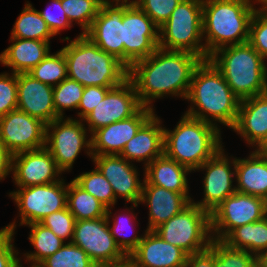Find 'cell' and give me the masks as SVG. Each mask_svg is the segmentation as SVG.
Instances as JSON below:
<instances>
[{
  "label": "cell",
  "instance_id": "ab89813d",
  "mask_svg": "<svg viewBox=\"0 0 267 267\" xmlns=\"http://www.w3.org/2000/svg\"><path fill=\"white\" fill-rule=\"evenodd\" d=\"M76 219L70 213L68 208L53 212L43 218L40 223L49 228L56 236L64 240L71 236L73 239Z\"/></svg>",
  "mask_w": 267,
  "mask_h": 267
},
{
  "label": "cell",
  "instance_id": "7c38bea8",
  "mask_svg": "<svg viewBox=\"0 0 267 267\" xmlns=\"http://www.w3.org/2000/svg\"><path fill=\"white\" fill-rule=\"evenodd\" d=\"M10 195L19 207L22 225L38 223L53 212L67 207V185L64 186V181L61 180L23 187Z\"/></svg>",
  "mask_w": 267,
  "mask_h": 267
},
{
  "label": "cell",
  "instance_id": "836d02e7",
  "mask_svg": "<svg viewBox=\"0 0 267 267\" xmlns=\"http://www.w3.org/2000/svg\"><path fill=\"white\" fill-rule=\"evenodd\" d=\"M34 79L42 83L56 86L67 76V62L62 50L54 55L50 53L28 72Z\"/></svg>",
  "mask_w": 267,
  "mask_h": 267
},
{
  "label": "cell",
  "instance_id": "b9f144b4",
  "mask_svg": "<svg viewBox=\"0 0 267 267\" xmlns=\"http://www.w3.org/2000/svg\"><path fill=\"white\" fill-rule=\"evenodd\" d=\"M17 109V74L0 75V117Z\"/></svg>",
  "mask_w": 267,
  "mask_h": 267
},
{
  "label": "cell",
  "instance_id": "60d3db41",
  "mask_svg": "<svg viewBox=\"0 0 267 267\" xmlns=\"http://www.w3.org/2000/svg\"><path fill=\"white\" fill-rule=\"evenodd\" d=\"M182 0H135L134 2L142 9L152 21L160 27L172 14L173 10Z\"/></svg>",
  "mask_w": 267,
  "mask_h": 267
},
{
  "label": "cell",
  "instance_id": "52a82bcc",
  "mask_svg": "<svg viewBox=\"0 0 267 267\" xmlns=\"http://www.w3.org/2000/svg\"><path fill=\"white\" fill-rule=\"evenodd\" d=\"M203 0H182L170 18L159 27V47L166 50L186 51L209 59L205 45L199 42L203 35ZM162 34V35H161Z\"/></svg>",
  "mask_w": 267,
  "mask_h": 267
},
{
  "label": "cell",
  "instance_id": "83f0119b",
  "mask_svg": "<svg viewBox=\"0 0 267 267\" xmlns=\"http://www.w3.org/2000/svg\"><path fill=\"white\" fill-rule=\"evenodd\" d=\"M145 179L151 184L167 190L188 195L186 174L190 170L165 154L145 167Z\"/></svg>",
  "mask_w": 267,
  "mask_h": 267
},
{
  "label": "cell",
  "instance_id": "f5cc1de1",
  "mask_svg": "<svg viewBox=\"0 0 267 267\" xmlns=\"http://www.w3.org/2000/svg\"><path fill=\"white\" fill-rule=\"evenodd\" d=\"M115 1H118V2H119L120 0H115ZM122 1H123V2H127L128 0H122Z\"/></svg>",
  "mask_w": 267,
  "mask_h": 267
},
{
  "label": "cell",
  "instance_id": "4fadbf2b",
  "mask_svg": "<svg viewBox=\"0 0 267 267\" xmlns=\"http://www.w3.org/2000/svg\"><path fill=\"white\" fill-rule=\"evenodd\" d=\"M46 124L18 109L0 117V142L12 154L46 146Z\"/></svg>",
  "mask_w": 267,
  "mask_h": 267
},
{
  "label": "cell",
  "instance_id": "f6af8a7d",
  "mask_svg": "<svg viewBox=\"0 0 267 267\" xmlns=\"http://www.w3.org/2000/svg\"><path fill=\"white\" fill-rule=\"evenodd\" d=\"M52 4L55 6V8L58 9L60 15H55L54 13H50L49 9L44 11H38L41 15V17L45 20L47 23L49 29L53 33V35L59 34L60 30L66 27H71V22L68 19L66 13L64 12L61 0H52Z\"/></svg>",
  "mask_w": 267,
  "mask_h": 267
},
{
  "label": "cell",
  "instance_id": "9c48e42d",
  "mask_svg": "<svg viewBox=\"0 0 267 267\" xmlns=\"http://www.w3.org/2000/svg\"><path fill=\"white\" fill-rule=\"evenodd\" d=\"M110 214L108 207L105 217L75 222L71 242L82 248L97 266L119 264L128 259L108 227Z\"/></svg>",
  "mask_w": 267,
  "mask_h": 267
},
{
  "label": "cell",
  "instance_id": "f1b7e54d",
  "mask_svg": "<svg viewBox=\"0 0 267 267\" xmlns=\"http://www.w3.org/2000/svg\"><path fill=\"white\" fill-rule=\"evenodd\" d=\"M222 241L232 248L250 250L249 252L260 257L265 250L267 252V216L236 227Z\"/></svg>",
  "mask_w": 267,
  "mask_h": 267
},
{
  "label": "cell",
  "instance_id": "8992f818",
  "mask_svg": "<svg viewBox=\"0 0 267 267\" xmlns=\"http://www.w3.org/2000/svg\"><path fill=\"white\" fill-rule=\"evenodd\" d=\"M209 60L240 100L267 92L265 59L248 42L222 47Z\"/></svg>",
  "mask_w": 267,
  "mask_h": 267
},
{
  "label": "cell",
  "instance_id": "8d00e7d4",
  "mask_svg": "<svg viewBox=\"0 0 267 267\" xmlns=\"http://www.w3.org/2000/svg\"><path fill=\"white\" fill-rule=\"evenodd\" d=\"M105 0H61V5L70 22L78 21L85 34L98 15Z\"/></svg>",
  "mask_w": 267,
  "mask_h": 267
},
{
  "label": "cell",
  "instance_id": "484cf974",
  "mask_svg": "<svg viewBox=\"0 0 267 267\" xmlns=\"http://www.w3.org/2000/svg\"><path fill=\"white\" fill-rule=\"evenodd\" d=\"M236 191L267 201V151L255 150L247 159H234Z\"/></svg>",
  "mask_w": 267,
  "mask_h": 267
},
{
  "label": "cell",
  "instance_id": "e575fe53",
  "mask_svg": "<svg viewBox=\"0 0 267 267\" xmlns=\"http://www.w3.org/2000/svg\"><path fill=\"white\" fill-rule=\"evenodd\" d=\"M37 267H97V265L82 248L68 242Z\"/></svg>",
  "mask_w": 267,
  "mask_h": 267
},
{
  "label": "cell",
  "instance_id": "ba28073f",
  "mask_svg": "<svg viewBox=\"0 0 267 267\" xmlns=\"http://www.w3.org/2000/svg\"><path fill=\"white\" fill-rule=\"evenodd\" d=\"M153 231L188 255L206 250L213 240L208 236L212 232L210 213L193 202Z\"/></svg>",
  "mask_w": 267,
  "mask_h": 267
},
{
  "label": "cell",
  "instance_id": "ee69618b",
  "mask_svg": "<svg viewBox=\"0 0 267 267\" xmlns=\"http://www.w3.org/2000/svg\"><path fill=\"white\" fill-rule=\"evenodd\" d=\"M127 219V218H126ZM123 218H120V220L117 218L114 219V225L112 228H110L111 234L114 237V240L117 244V246L121 249V251L128 257L138 246V244L142 241V236H134L132 238H127L129 235L124 234L123 239H119V237L117 238L116 235H120L123 231H125L126 227L128 228V220H123ZM128 221V223L126 222ZM130 224V223H129ZM130 226V225H129ZM125 227V228H124ZM124 233V232H123ZM123 233L121 234V236L123 235ZM118 239L120 241H118Z\"/></svg>",
  "mask_w": 267,
  "mask_h": 267
},
{
  "label": "cell",
  "instance_id": "8fae6325",
  "mask_svg": "<svg viewBox=\"0 0 267 267\" xmlns=\"http://www.w3.org/2000/svg\"><path fill=\"white\" fill-rule=\"evenodd\" d=\"M265 216V199L236 191L210 213L211 231L217 233L216 238H212L223 240L236 227L259 221Z\"/></svg>",
  "mask_w": 267,
  "mask_h": 267
},
{
  "label": "cell",
  "instance_id": "d4e9b609",
  "mask_svg": "<svg viewBox=\"0 0 267 267\" xmlns=\"http://www.w3.org/2000/svg\"><path fill=\"white\" fill-rule=\"evenodd\" d=\"M153 114L130 139L120 156L136 161L147 160L145 167L157 157L164 154V128Z\"/></svg>",
  "mask_w": 267,
  "mask_h": 267
},
{
  "label": "cell",
  "instance_id": "cb8c5ba5",
  "mask_svg": "<svg viewBox=\"0 0 267 267\" xmlns=\"http://www.w3.org/2000/svg\"><path fill=\"white\" fill-rule=\"evenodd\" d=\"M143 184L140 202L148 203L150 210L147 230H154L192 202L190 196L151 185L146 179Z\"/></svg>",
  "mask_w": 267,
  "mask_h": 267
},
{
  "label": "cell",
  "instance_id": "9a60e30c",
  "mask_svg": "<svg viewBox=\"0 0 267 267\" xmlns=\"http://www.w3.org/2000/svg\"><path fill=\"white\" fill-rule=\"evenodd\" d=\"M142 107L135 86L128 78L122 84L111 88L84 120L93 134L111 123L134 116Z\"/></svg>",
  "mask_w": 267,
  "mask_h": 267
},
{
  "label": "cell",
  "instance_id": "603a6c76",
  "mask_svg": "<svg viewBox=\"0 0 267 267\" xmlns=\"http://www.w3.org/2000/svg\"><path fill=\"white\" fill-rule=\"evenodd\" d=\"M249 144L267 147V92L241 100L238 117L232 128Z\"/></svg>",
  "mask_w": 267,
  "mask_h": 267
},
{
  "label": "cell",
  "instance_id": "6da1fadb",
  "mask_svg": "<svg viewBox=\"0 0 267 267\" xmlns=\"http://www.w3.org/2000/svg\"><path fill=\"white\" fill-rule=\"evenodd\" d=\"M202 59L190 52L166 50L160 47L147 58L129 68L128 78L135 86L143 107H150L151 98L164 94L186 98L192 75Z\"/></svg>",
  "mask_w": 267,
  "mask_h": 267
},
{
  "label": "cell",
  "instance_id": "d6a6232c",
  "mask_svg": "<svg viewBox=\"0 0 267 267\" xmlns=\"http://www.w3.org/2000/svg\"><path fill=\"white\" fill-rule=\"evenodd\" d=\"M214 267H259V257L246 250L235 249L222 240L213 239Z\"/></svg>",
  "mask_w": 267,
  "mask_h": 267
},
{
  "label": "cell",
  "instance_id": "d6986e66",
  "mask_svg": "<svg viewBox=\"0 0 267 267\" xmlns=\"http://www.w3.org/2000/svg\"><path fill=\"white\" fill-rule=\"evenodd\" d=\"M92 158L98 170L111 184L115 198L119 195L137 206L143 183L137 177L136 168L120 155H92Z\"/></svg>",
  "mask_w": 267,
  "mask_h": 267
},
{
  "label": "cell",
  "instance_id": "7a4b0ae2",
  "mask_svg": "<svg viewBox=\"0 0 267 267\" xmlns=\"http://www.w3.org/2000/svg\"><path fill=\"white\" fill-rule=\"evenodd\" d=\"M186 99L198 107H190L186 115L212 123L208 113L215 119L230 128L236 124L240 99L233 93L222 73L209 60H202L192 75L190 89Z\"/></svg>",
  "mask_w": 267,
  "mask_h": 267
},
{
  "label": "cell",
  "instance_id": "816d5d0a",
  "mask_svg": "<svg viewBox=\"0 0 267 267\" xmlns=\"http://www.w3.org/2000/svg\"><path fill=\"white\" fill-rule=\"evenodd\" d=\"M15 226L16 225L13 222V224H10V225L6 226L5 228L1 229L0 234L5 233V232H10V231L14 232Z\"/></svg>",
  "mask_w": 267,
  "mask_h": 267
},
{
  "label": "cell",
  "instance_id": "bcb514c9",
  "mask_svg": "<svg viewBox=\"0 0 267 267\" xmlns=\"http://www.w3.org/2000/svg\"><path fill=\"white\" fill-rule=\"evenodd\" d=\"M14 232H5L0 234V267H22L19 259L16 258L12 242Z\"/></svg>",
  "mask_w": 267,
  "mask_h": 267
},
{
  "label": "cell",
  "instance_id": "5bb4252c",
  "mask_svg": "<svg viewBox=\"0 0 267 267\" xmlns=\"http://www.w3.org/2000/svg\"><path fill=\"white\" fill-rule=\"evenodd\" d=\"M62 119L63 117H59L46 125L45 148L51 153L58 168L65 171L72 167L83 147L91 149L92 141L91 139L86 141V130L80 121L70 118L64 121ZM51 128L53 131L50 134ZM47 144H50V147Z\"/></svg>",
  "mask_w": 267,
  "mask_h": 267
},
{
  "label": "cell",
  "instance_id": "681fc988",
  "mask_svg": "<svg viewBox=\"0 0 267 267\" xmlns=\"http://www.w3.org/2000/svg\"><path fill=\"white\" fill-rule=\"evenodd\" d=\"M97 267H134L133 264L127 259L125 262L114 264V265H103Z\"/></svg>",
  "mask_w": 267,
  "mask_h": 267
},
{
  "label": "cell",
  "instance_id": "277c9868",
  "mask_svg": "<svg viewBox=\"0 0 267 267\" xmlns=\"http://www.w3.org/2000/svg\"><path fill=\"white\" fill-rule=\"evenodd\" d=\"M255 9L250 0H203L202 26L207 34L205 51L248 42L249 26Z\"/></svg>",
  "mask_w": 267,
  "mask_h": 267
},
{
  "label": "cell",
  "instance_id": "30bf717a",
  "mask_svg": "<svg viewBox=\"0 0 267 267\" xmlns=\"http://www.w3.org/2000/svg\"><path fill=\"white\" fill-rule=\"evenodd\" d=\"M159 27L132 2L123 13L124 64L130 68L159 47Z\"/></svg>",
  "mask_w": 267,
  "mask_h": 267
},
{
  "label": "cell",
  "instance_id": "44dd1931",
  "mask_svg": "<svg viewBox=\"0 0 267 267\" xmlns=\"http://www.w3.org/2000/svg\"><path fill=\"white\" fill-rule=\"evenodd\" d=\"M142 241L128 256L134 267H185L188 254L165 242L153 230H146Z\"/></svg>",
  "mask_w": 267,
  "mask_h": 267
},
{
  "label": "cell",
  "instance_id": "1f68e13d",
  "mask_svg": "<svg viewBox=\"0 0 267 267\" xmlns=\"http://www.w3.org/2000/svg\"><path fill=\"white\" fill-rule=\"evenodd\" d=\"M31 227L29 240L37 249L34 253H28L26 258L34 262L31 267H37L43 260L54 254L64 245V240L56 236L49 228L40 222L28 224Z\"/></svg>",
  "mask_w": 267,
  "mask_h": 267
},
{
  "label": "cell",
  "instance_id": "7bdbcfd3",
  "mask_svg": "<svg viewBox=\"0 0 267 267\" xmlns=\"http://www.w3.org/2000/svg\"><path fill=\"white\" fill-rule=\"evenodd\" d=\"M113 87L90 86L84 87L78 108L82 109L78 115L85 118L104 99L107 92Z\"/></svg>",
  "mask_w": 267,
  "mask_h": 267
},
{
  "label": "cell",
  "instance_id": "4316f807",
  "mask_svg": "<svg viewBox=\"0 0 267 267\" xmlns=\"http://www.w3.org/2000/svg\"><path fill=\"white\" fill-rule=\"evenodd\" d=\"M11 46L0 54L3 65L12 68L13 73H28L49 54V42L11 38Z\"/></svg>",
  "mask_w": 267,
  "mask_h": 267
},
{
  "label": "cell",
  "instance_id": "7dc6e473",
  "mask_svg": "<svg viewBox=\"0 0 267 267\" xmlns=\"http://www.w3.org/2000/svg\"><path fill=\"white\" fill-rule=\"evenodd\" d=\"M185 267H214V251L206 250L188 255Z\"/></svg>",
  "mask_w": 267,
  "mask_h": 267
},
{
  "label": "cell",
  "instance_id": "2e32d148",
  "mask_svg": "<svg viewBox=\"0 0 267 267\" xmlns=\"http://www.w3.org/2000/svg\"><path fill=\"white\" fill-rule=\"evenodd\" d=\"M118 3L116 1L113 7L110 1L105 0L91 27L84 35L100 49L124 63L123 13L132 2Z\"/></svg>",
  "mask_w": 267,
  "mask_h": 267
},
{
  "label": "cell",
  "instance_id": "c3c4849f",
  "mask_svg": "<svg viewBox=\"0 0 267 267\" xmlns=\"http://www.w3.org/2000/svg\"><path fill=\"white\" fill-rule=\"evenodd\" d=\"M12 154L0 142V180L12 171Z\"/></svg>",
  "mask_w": 267,
  "mask_h": 267
},
{
  "label": "cell",
  "instance_id": "f546056e",
  "mask_svg": "<svg viewBox=\"0 0 267 267\" xmlns=\"http://www.w3.org/2000/svg\"><path fill=\"white\" fill-rule=\"evenodd\" d=\"M67 208L76 221L98 219L107 215V207L74 180L67 185Z\"/></svg>",
  "mask_w": 267,
  "mask_h": 267
},
{
  "label": "cell",
  "instance_id": "f907efd6",
  "mask_svg": "<svg viewBox=\"0 0 267 267\" xmlns=\"http://www.w3.org/2000/svg\"><path fill=\"white\" fill-rule=\"evenodd\" d=\"M259 267H267V252L259 257Z\"/></svg>",
  "mask_w": 267,
  "mask_h": 267
},
{
  "label": "cell",
  "instance_id": "f35d334b",
  "mask_svg": "<svg viewBox=\"0 0 267 267\" xmlns=\"http://www.w3.org/2000/svg\"><path fill=\"white\" fill-rule=\"evenodd\" d=\"M263 4L260 10L255 8L249 26L248 43L265 59L267 57V2L258 0Z\"/></svg>",
  "mask_w": 267,
  "mask_h": 267
},
{
  "label": "cell",
  "instance_id": "74e56055",
  "mask_svg": "<svg viewBox=\"0 0 267 267\" xmlns=\"http://www.w3.org/2000/svg\"><path fill=\"white\" fill-rule=\"evenodd\" d=\"M84 86L75 80L66 78L53 87V100L56 113L63 117L64 109H78Z\"/></svg>",
  "mask_w": 267,
  "mask_h": 267
},
{
  "label": "cell",
  "instance_id": "ffe728a7",
  "mask_svg": "<svg viewBox=\"0 0 267 267\" xmlns=\"http://www.w3.org/2000/svg\"><path fill=\"white\" fill-rule=\"evenodd\" d=\"M17 109L46 125L60 117L55 111L53 86L34 79L28 73L17 74Z\"/></svg>",
  "mask_w": 267,
  "mask_h": 267
},
{
  "label": "cell",
  "instance_id": "ac0fdd59",
  "mask_svg": "<svg viewBox=\"0 0 267 267\" xmlns=\"http://www.w3.org/2000/svg\"><path fill=\"white\" fill-rule=\"evenodd\" d=\"M153 114V108L142 107L134 116L96 130L91 136L88 155H120L126 143Z\"/></svg>",
  "mask_w": 267,
  "mask_h": 267
},
{
  "label": "cell",
  "instance_id": "7402d4cb",
  "mask_svg": "<svg viewBox=\"0 0 267 267\" xmlns=\"http://www.w3.org/2000/svg\"><path fill=\"white\" fill-rule=\"evenodd\" d=\"M222 151L221 149L197 169H206L203 185L205 196L202 202L193 203L209 213L236 192V187L232 188V178L236 172L231 171L229 160Z\"/></svg>",
  "mask_w": 267,
  "mask_h": 267
},
{
  "label": "cell",
  "instance_id": "5b68a950",
  "mask_svg": "<svg viewBox=\"0 0 267 267\" xmlns=\"http://www.w3.org/2000/svg\"><path fill=\"white\" fill-rule=\"evenodd\" d=\"M219 131L213 123L184 114L174 131L164 129V154L195 171L222 149Z\"/></svg>",
  "mask_w": 267,
  "mask_h": 267
},
{
  "label": "cell",
  "instance_id": "4dcf8cb0",
  "mask_svg": "<svg viewBox=\"0 0 267 267\" xmlns=\"http://www.w3.org/2000/svg\"><path fill=\"white\" fill-rule=\"evenodd\" d=\"M11 38L32 39L49 42L53 33L40 13L30 3L26 4L15 22Z\"/></svg>",
  "mask_w": 267,
  "mask_h": 267
},
{
  "label": "cell",
  "instance_id": "3957f363",
  "mask_svg": "<svg viewBox=\"0 0 267 267\" xmlns=\"http://www.w3.org/2000/svg\"><path fill=\"white\" fill-rule=\"evenodd\" d=\"M68 78L84 87H115L128 79L129 68L81 34L61 49Z\"/></svg>",
  "mask_w": 267,
  "mask_h": 267
},
{
  "label": "cell",
  "instance_id": "d590c367",
  "mask_svg": "<svg viewBox=\"0 0 267 267\" xmlns=\"http://www.w3.org/2000/svg\"><path fill=\"white\" fill-rule=\"evenodd\" d=\"M81 188L90 193L107 208L116 203L111 184L96 167L91 172H85L73 179Z\"/></svg>",
  "mask_w": 267,
  "mask_h": 267
},
{
  "label": "cell",
  "instance_id": "e0dca14e",
  "mask_svg": "<svg viewBox=\"0 0 267 267\" xmlns=\"http://www.w3.org/2000/svg\"><path fill=\"white\" fill-rule=\"evenodd\" d=\"M12 170L20 188L55 183L60 181L55 178L62 172L45 147L13 155Z\"/></svg>",
  "mask_w": 267,
  "mask_h": 267
}]
</instances>
